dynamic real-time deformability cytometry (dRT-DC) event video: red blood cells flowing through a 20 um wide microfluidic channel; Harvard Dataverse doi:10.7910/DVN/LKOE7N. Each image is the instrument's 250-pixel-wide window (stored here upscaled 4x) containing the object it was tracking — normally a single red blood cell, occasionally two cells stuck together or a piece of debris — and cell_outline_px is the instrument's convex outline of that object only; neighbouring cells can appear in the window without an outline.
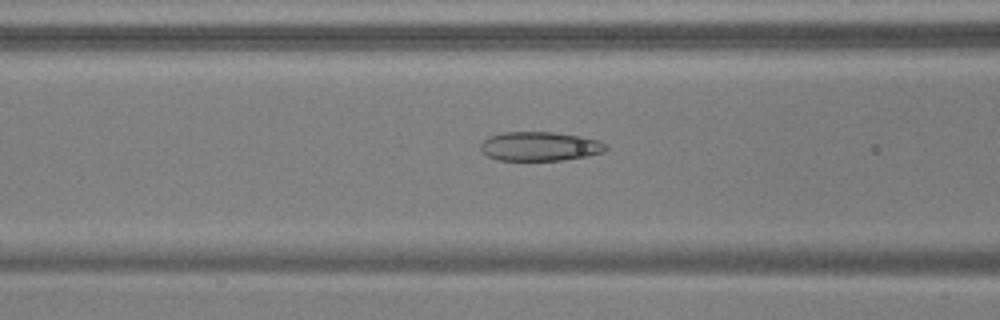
{"species": "common noctule bat (a hibernating species)", "species_latin": "Nyctalus noctula", "temperature_condition": "warm", "stored_images_in_passage": 53, "camera_frame_rate_fps": 3000, "um_per_image_px": 0.085, "animal": {"sex": "male", "body_mass_g": 17.9, "forearm_length_mm": 54.2}, "frame": {"image": 1, "passage_image": 21, "time_ms": 6.667, "image_size_px": [1000, 320], "cell_outline_px": [[608, 148], [604, 152], [564, 160], [500, 160], [488, 156], [480, 148], [480, 144], [488, 136], [504, 132], [552, 132], [580, 136], [600, 140]], "centroid_in_image_um": [45.88, 12.43], "position_along_channel_um": 120.7, "area_um2": 21.15}}
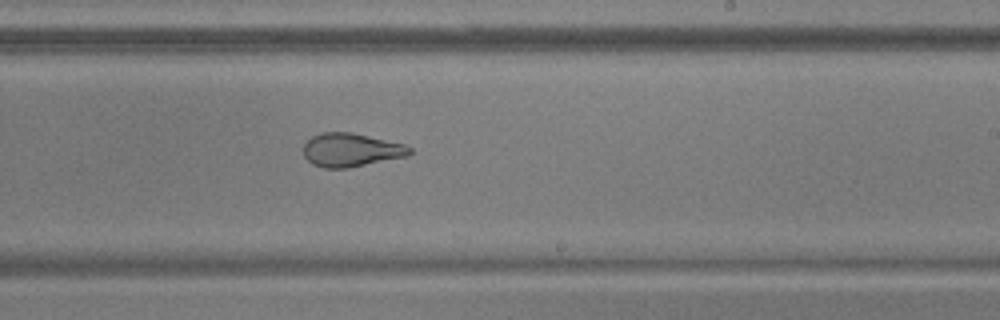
{"frame": {"image": 2, "passage_image": 32, "time_ms": 10.333, "image_size_px": [1000, 320], "cell_outline_px": [[412, 152], [408, 156], [348, 168], [324, 168], [312, 164], [304, 156], [304, 144], [312, 136], [324, 132], [352, 132], [404, 144], [412, 148]], "centroid_in_image_um": [29.84, 12.75], "position_along_channel_um": 259.2, "area_um2": 20.75}}
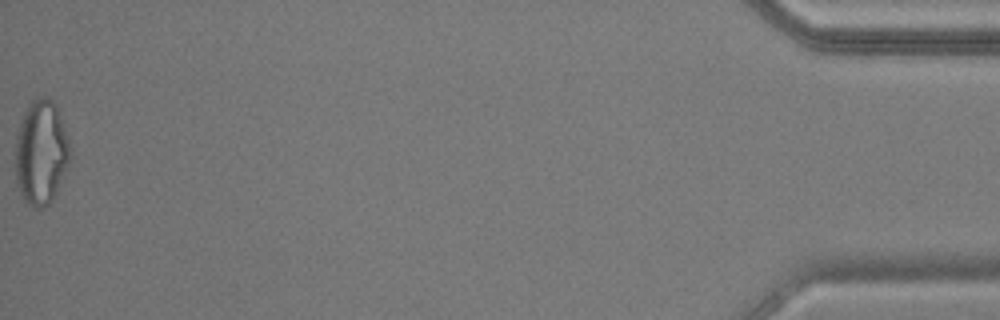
{"frame": {"image": 3, "passage_image": 53, "time_ms": 17.333, "image_size_px": [1000, 320], "cell_outline_px": [[72, 156], [56, 192], [52, 200], [44, 208], [36, 208], [28, 204], [24, 200], [16, 184], [16, 136], [24, 112], [28, 104], [36, 96], [48, 96], [56, 104], [68, 136], [72, 148]], "centroid_in_image_um": [3.52, 12.93], "position_along_channel_um": 431.7, "area_um2": 33.76}, "authors_computed_cell_mechanics": {"area_um2": 24.3916, "velocity_mm_per_s": 3.7789, "shape_relaxation_time_tau1_ms": 7.984, "shape_relaxation_time_tau2_ms": 1.2133, "deformation_change_tau1": 0.2322, "deformation_change_tau2": 0.0842}}